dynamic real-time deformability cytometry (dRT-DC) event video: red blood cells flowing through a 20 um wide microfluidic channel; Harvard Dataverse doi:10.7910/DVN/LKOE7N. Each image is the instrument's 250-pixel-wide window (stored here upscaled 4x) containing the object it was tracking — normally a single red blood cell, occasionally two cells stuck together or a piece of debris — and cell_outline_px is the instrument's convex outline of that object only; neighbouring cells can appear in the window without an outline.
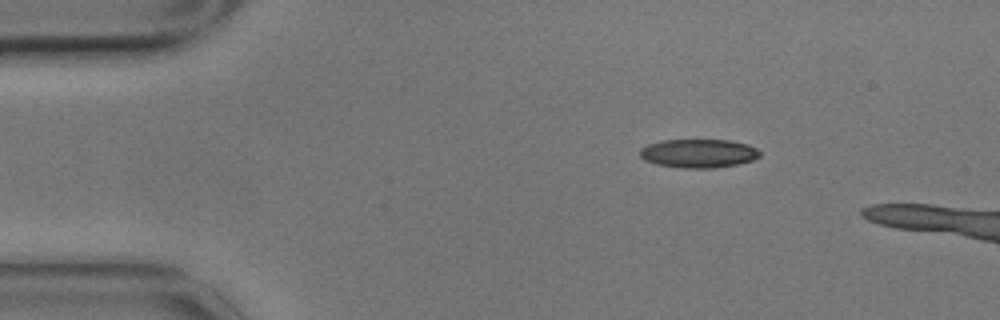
{"species": "common noctule bat (a hibernating species)", "species_latin": "Nyctalus noctula", "temperature_condition": "cold", "stored_images_in_passage": 4, "camera_frame_rate_fps": 3000, "um_per_image_px": 0.085, "animal": {"sex": "male", "body_mass_g": 17.9}, "frame": {"image": 1, "passage_image": 1, "time_ms": 0.0, "image_size_px": [1000, 320], "cell_outline_px": [[760, 156], [752, 160], [740, 164], [712, 168], [680, 168], [656, 164], [644, 160], [640, 156], [640, 148], [648, 144], [664, 140], [732, 140], [748, 144], [756, 148], [760, 152]], "centroid_in_image_um": [59.38, 13.04], "position_along_channel_um": 25.6, "area_um2": 20.17}}